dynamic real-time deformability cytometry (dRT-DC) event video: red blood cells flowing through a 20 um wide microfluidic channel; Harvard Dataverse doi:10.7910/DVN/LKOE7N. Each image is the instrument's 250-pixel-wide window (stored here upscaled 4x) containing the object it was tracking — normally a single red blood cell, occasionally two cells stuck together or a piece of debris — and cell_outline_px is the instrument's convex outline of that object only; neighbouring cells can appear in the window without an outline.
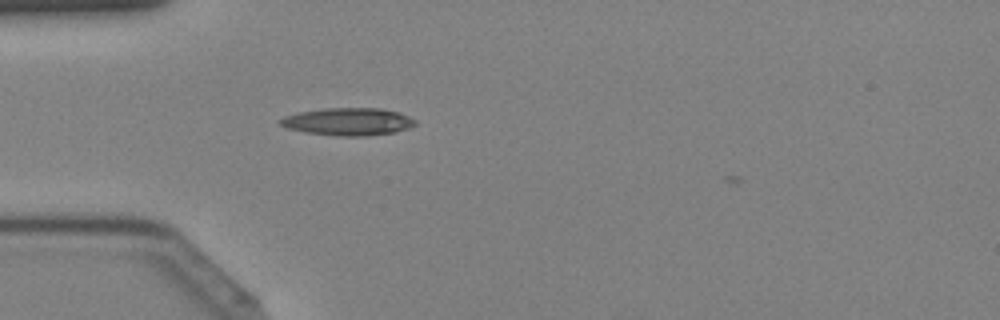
{"species": "Egyptian fruit bat (a non-hibernating species)", "species_latin": "Rousettus aegyptiacus", "temperature_condition": "cold", "stored_images_in_passage": 37, "camera_frame_rate_fps": 3000, "um_per_image_px": 0.085, "animal": {"sex": "female"}, "frame": {"image": 1, "passage_image": 7, "time_ms": 2.0, "image_size_px": [1000, 320], "cell_outline_px": [[416, 124], [408, 128], [396, 132], [368, 136], [340, 136], [308, 132], [288, 128], [280, 124], [276, 120], [284, 116], [300, 112], [324, 108], [380, 108], [400, 112], [416, 120]], "centroid_in_image_um": [29.61, 10.33], "position_along_channel_um": 55.4, "area_um2": 21.68}}
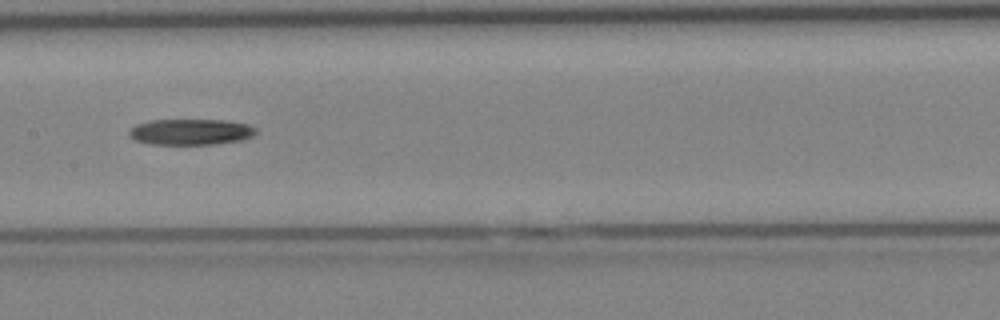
{"frame": {"image": 2, "passage_image": 16, "time_ms": 5.0, "image_size_px": [1000, 320], "cell_outline_px": [[256, 132], [252, 136], [240, 140], [216, 144], [152, 144], [136, 140], [128, 136], [128, 132], [136, 124], [148, 120], [224, 120], [248, 124], [256, 128]], "centroid_in_image_um": [16.2, 11.2], "position_along_channel_um": 191.2, "area_um2": 19.13}}
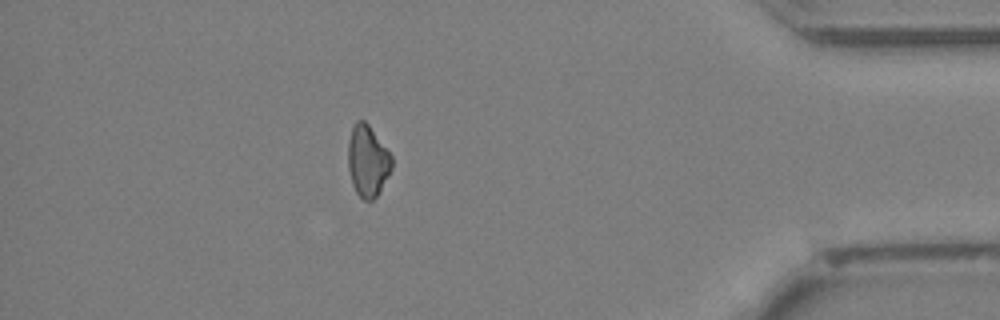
{"frame": {"image": 3, "passage_image": 32, "time_ms": 10.333, "image_size_px": [1000, 320], "cell_outline_px": [[392, 168], [380, 192], [372, 200], [364, 200], [356, 192], [352, 184], [348, 168], [348, 140], [352, 128], [356, 120], [364, 120], [368, 124], [392, 156]], "centroid_in_image_um": [31.24, 13.69], "position_along_channel_um": 404.0, "area_um2": 18.15}}